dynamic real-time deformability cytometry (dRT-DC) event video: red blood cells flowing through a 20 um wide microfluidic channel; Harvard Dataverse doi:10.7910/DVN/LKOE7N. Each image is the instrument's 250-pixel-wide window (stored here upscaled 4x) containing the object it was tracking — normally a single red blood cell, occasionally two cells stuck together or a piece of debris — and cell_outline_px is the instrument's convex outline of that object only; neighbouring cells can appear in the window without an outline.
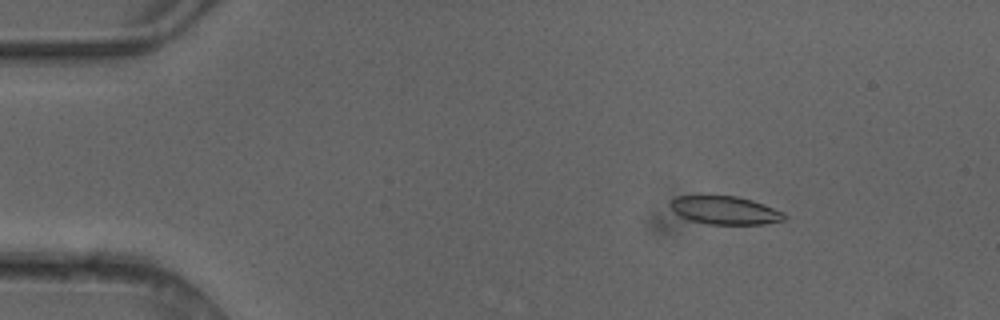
{"species": "common noctule bat (a hibernating species)", "species_latin": "Nyctalus noctula", "temperature_condition": "cold", "stored_images_in_passage": 5, "camera_frame_rate_fps": 3000, "um_per_image_px": 0.085, "animal": {"sex": "female"}, "frame": {"image": 1, "passage_image": 3, "time_ms": 0.667, "image_size_px": [1000, 320], "cell_outline_px": [[784, 220], [764, 224], [708, 224], [692, 220], [680, 216], [668, 204], [676, 196], [736, 196], [752, 200], [764, 204], [784, 212]], "centroid_in_image_um": [61.63, 17.87], "position_along_channel_um": 23.4, "area_um2": 18.5}}